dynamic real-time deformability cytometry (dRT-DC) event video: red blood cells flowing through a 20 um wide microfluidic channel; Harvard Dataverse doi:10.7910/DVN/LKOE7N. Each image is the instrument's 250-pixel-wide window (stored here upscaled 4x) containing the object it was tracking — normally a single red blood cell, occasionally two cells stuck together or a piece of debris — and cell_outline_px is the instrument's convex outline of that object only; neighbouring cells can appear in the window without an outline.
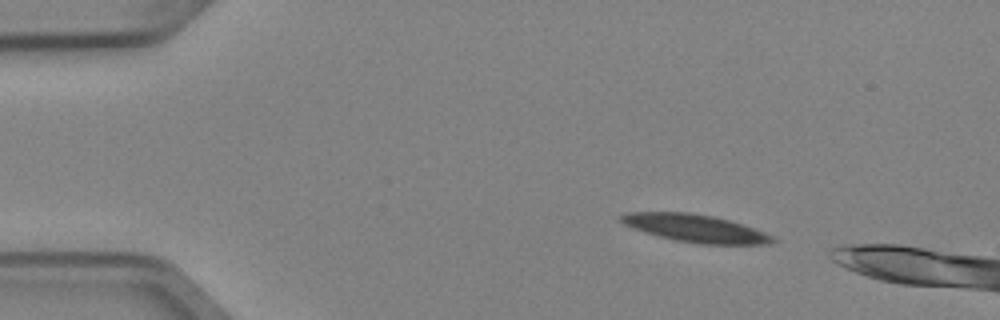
{"species": "Egyptian fruit bat (a non-hibernating species)", "species_latin": "Rousettus aegyptiacus", "temperature_condition": "cold", "stored_images_in_passage": 3, "camera_frame_rate_fps": 3000, "um_per_image_px": 0.085, "animal": {"sex": "female"}, "frame": {"image": 1, "passage_image": 1, "time_ms": 0.0, "image_size_px": [1000, 320], "cell_outline_px": [[776, 240], [768, 244], [700, 244], [676, 240], [660, 236], [624, 224], [620, 220], [620, 216], [628, 212], [688, 212], [712, 216], [728, 220], [776, 236]], "centroid_in_image_um": [59.15, 19.4], "position_along_channel_um": 25.9, "area_um2": 23.93}}